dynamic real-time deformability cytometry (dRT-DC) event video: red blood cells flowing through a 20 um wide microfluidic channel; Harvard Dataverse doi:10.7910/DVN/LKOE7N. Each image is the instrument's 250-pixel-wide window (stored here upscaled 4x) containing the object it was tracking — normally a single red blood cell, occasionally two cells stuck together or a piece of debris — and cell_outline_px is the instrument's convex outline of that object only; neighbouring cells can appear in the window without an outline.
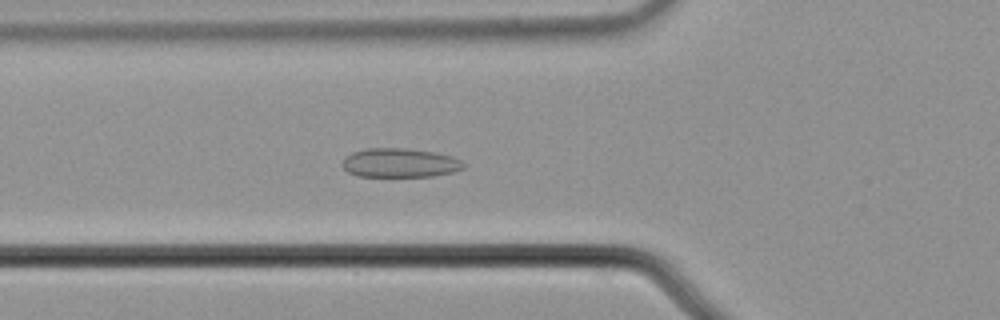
{"species": "common noctule bat (a hibernating species)", "species_latin": "Nyctalus noctula", "temperature_condition": "cold", "stored_images_in_passage": 57, "camera_frame_rate_fps": 3000, "um_per_image_px": 0.085, "animal": {"sex": "male", "body_mass_g": 21.5, "forearm_length_mm": 52.0}, "frame": {"image": 1, "passage_image": 21, "time_ms": 6.667, "image_size_px": [1000, 320], "cell_outline_px": [[464, 168], [452, 172], [432, 176], [360, 176], [348, 172], [340, 164], [344, 156], [352, 152], [368, 148], [404, 148], [436, 152], [452, 156], [460, 160], [464, 164]], "centroid_in_image_um": [33.95, 13.83], "position_along_channel_um": 91.8, "area_um2": 20.58}}
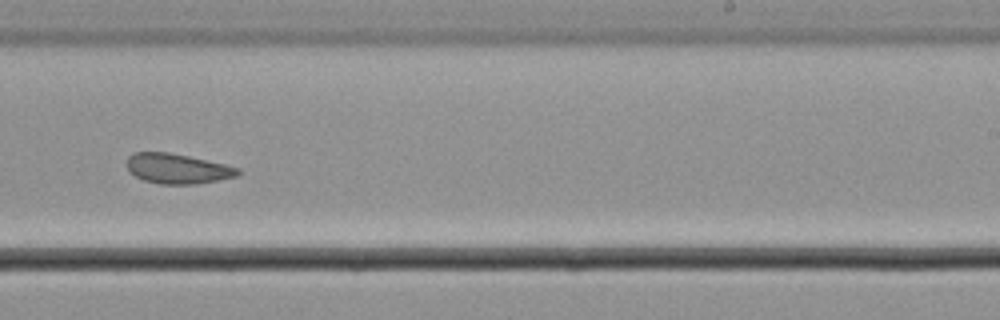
{"frame": {"image": 2, "passage_image": 36, "time_ms": 11.667, "image_size_px": [1000, 320], "cell_outline_px": [[240, 172], [236, 176], [196, 184], [160, 184], [144, 180], [128, 172], [128, 156], [132, 152], [168, 152], [188, 156], [224, 164], [240, 168]], "centroid_in_image_um": [15.05, 14.33], "position_along_channel_um": 273.9, "area_um2": 19.25}}
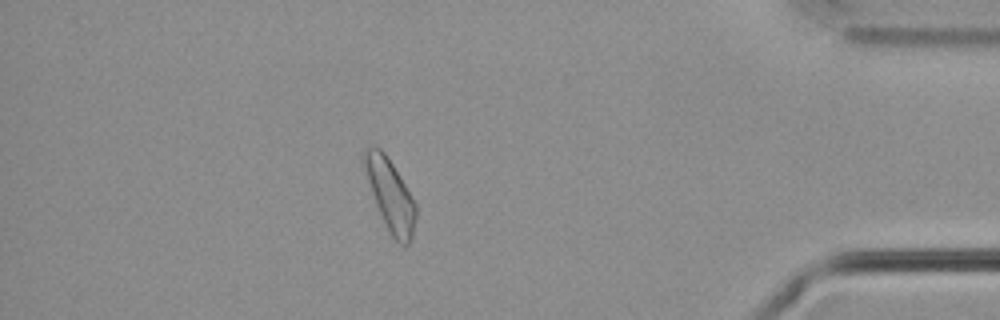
{"frame": {"image": 3, "passage_image": 50, "time_ms": 16.333, "image_size_px": [1000, 320], "cell_outline_px": [[416, 216], [412, 240], [404, 248], [392, 236], [376, 204], [360, 160], [360, 156], [372, 144], [380, 148], [384, 152], [400, 176], [416, 204]], "centroid_in_image_um": [33.15, 16.54], "position_along_channel_um": 402.0, "area_um2": 21.44}, "authors_computed_cell_mechanics": {"area_um2": 21.1548, "velocity_mm_per_s": 3.6449, "shape_relaxation_time_tau1_ms": null, "shape_relaxation_time_tau2_ms": 4.8916, "deformation_change_tau1": null, "deformation_change_tau2": 0.0963}}